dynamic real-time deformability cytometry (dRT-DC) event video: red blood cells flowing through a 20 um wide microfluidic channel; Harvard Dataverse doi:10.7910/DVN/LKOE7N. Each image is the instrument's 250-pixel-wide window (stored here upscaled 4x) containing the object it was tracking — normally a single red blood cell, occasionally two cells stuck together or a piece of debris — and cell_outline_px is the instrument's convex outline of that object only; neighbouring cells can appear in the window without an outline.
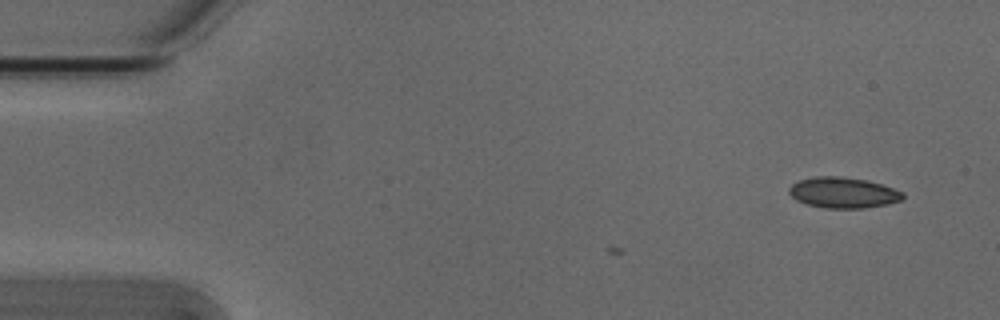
{"species": "Egyptian fruit bat (a non-hibernating species)", "species_latin": "Rousettus aegyptiacus", "temperature_condition": "cold", "stored_images_in_passage": 6, "camera_frame_rate_fps": 3000, "um_per_image_px": 0.085, "animal": {"sex": "male"}, "frame": {"image": 1, "passage_image": 6, "time_ms": 1.667, "image_size_px": [1000, 320], "cell_outline_px": [[904, 200], [888, 204], [864, 208], [828, 208], [808, 204], [796, 200], [788, 192], [788, 188], [792, 184], [800, 180], [816, 176], [840, 176], [868, 180], [904, 192]], "centroid_in_image_um": [71.69, 16.37], "position_along_channel_um": 13.3, "area_um2": 20.4}}